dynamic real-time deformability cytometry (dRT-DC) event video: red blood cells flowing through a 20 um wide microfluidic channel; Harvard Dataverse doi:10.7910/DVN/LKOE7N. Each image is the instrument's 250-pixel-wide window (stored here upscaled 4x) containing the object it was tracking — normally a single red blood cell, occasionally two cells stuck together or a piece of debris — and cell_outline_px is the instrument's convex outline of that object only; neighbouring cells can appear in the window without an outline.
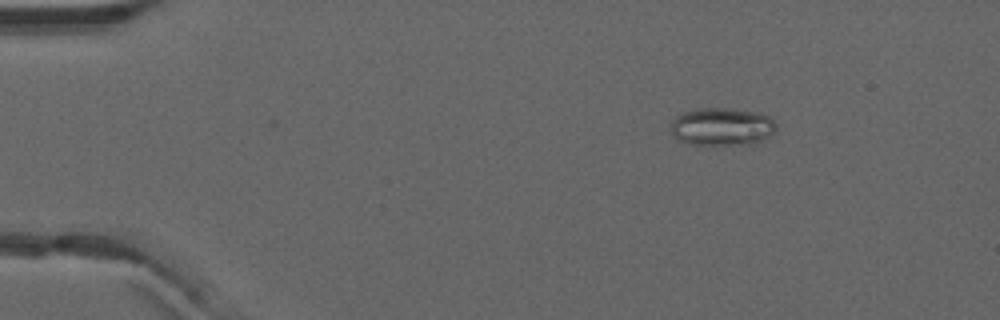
{"species": "common noctule bat (a hibernating species)", "species_latin": "Nyctalus noctula", "temperature_condition": "warm", "stored_images_in_passage": 51, "camera_frame_rate_fps": 3000, "um_per_image_px": 0.085, "animal": {"sex": "male", "forearm_length_mm": 52.5}, "frame": {"image": 1, "passage_image": 7, "time_ms": 2.0, "image_size_px": [1000, 320], "cell_outline_px": [[776, 132], [764, 140], [748, 144], [688, 144], [676, 140], [672, 136], [672, 120], [676, 116], [684, 112], [700, 108], [724, 108], [760, 112], [768, 116], [776, 124]], "centroid_in_image_um": [61.37, 10.77], "position_along_channel_um": 23.6, "area_um2": 23.35}}
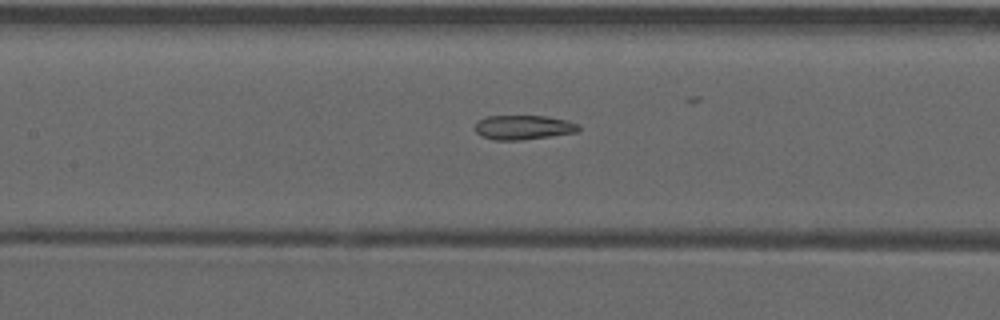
{"frame": {"image": 2, "passage_image": 24, "time_ms": 7.667, "image_size_px": [1000, 320], "cell_outline_px": [[580, 128], [576, 132], [520, 140], [496, 140], [484, 136], [476, 132], [476, 120], [484, 116], [544, 116], [568, 120], [580, 124]], "centroid_in_image_um": [44.49, 10.81], "position_along_channel_um": 162.9, "area_um2": 14.62}}
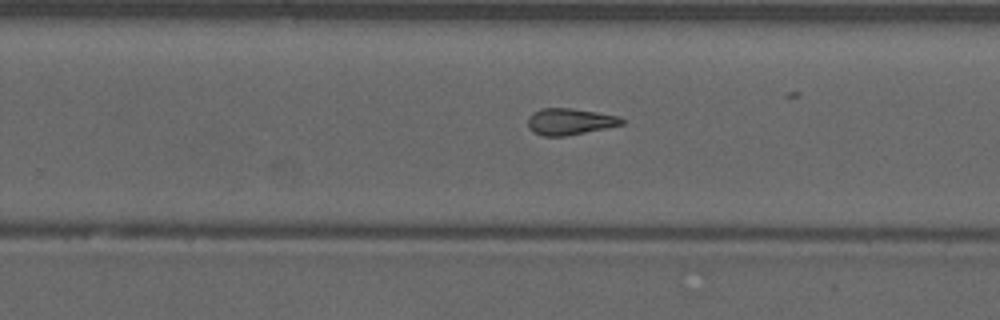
{"frame": {"image": 3, "passage_image": 33, "time_ms": 10.667, "image_size_px": [1000, 320], "cell_outline_px": [[624, 124], [564, 136], [544, 136], [532, 132], [528, 128], [528, 116], [532, 112], [540, 108], [568, 108], [596, 112], [620, 116], [624, 120]], "centroid_in_image_um": [48.39, 10.32], "position_along_channel_um": 281.4, "area_um2": 14.45}, "authors_computed_cell_mechanics": {"area_um2": 15.317, "velocity_mm_per_s": 3.9663, "shape_relaxation_time_tau1_ms": null, "shape_relaxation_time_tau2_ms": 3.7653, "deformation_change_tau1": null, "deformation_change_tau2": 0.1364}}